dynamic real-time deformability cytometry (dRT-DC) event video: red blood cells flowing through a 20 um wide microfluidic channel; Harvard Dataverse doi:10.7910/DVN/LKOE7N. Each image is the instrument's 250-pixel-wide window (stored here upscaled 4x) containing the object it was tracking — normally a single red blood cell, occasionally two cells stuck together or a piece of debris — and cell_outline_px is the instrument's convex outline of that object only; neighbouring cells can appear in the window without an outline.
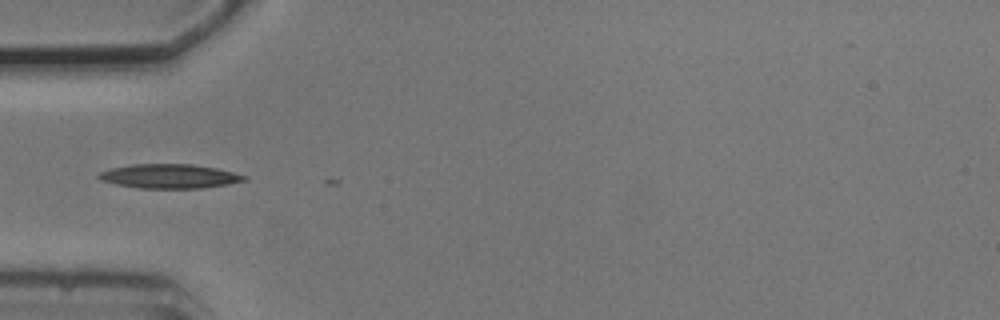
{"species": "common noctule bat (a hibernating species)", "species_latin": "Nyctalus noctula", "temperature_condition": "cold", "stored_images_in_passage": 3, "camera_frame_rate_fps": 3000, "um_per_image_px": 0.085, "animal": {"sex": "male", "body_mass_g": 20.5, "forearm_length_mm": 52.5}, "frame": {"image": 1, "passage_image": 1, "time_ms": 0.0, "image_size_px": [1000, 320], "cell_outline_px": [[248, 180], [228, 184], [204, 188], [136, 188], [116, 184], [100, 180], [96, 176], [100, 172], [112, 168], [132, 164], [192, 164], [216, 168], [248, 176]], "centroid_in_image_um": [14.41, 14.98], "position_along_channel_um": 70.6, "area_um2": 20.58}}